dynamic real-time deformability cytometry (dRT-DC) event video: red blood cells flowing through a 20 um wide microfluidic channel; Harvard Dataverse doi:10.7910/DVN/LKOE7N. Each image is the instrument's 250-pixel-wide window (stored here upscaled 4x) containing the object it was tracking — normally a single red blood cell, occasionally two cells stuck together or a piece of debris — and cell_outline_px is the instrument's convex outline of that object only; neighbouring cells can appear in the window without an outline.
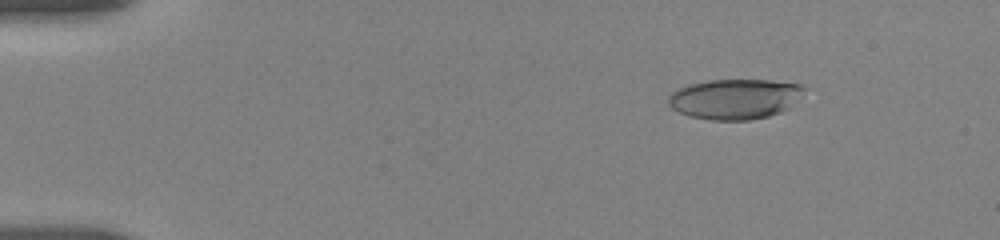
{"species": "human", "species_latin": "Homo sapiens", "temperature_condition": "room temperature", "stored_images_in_passage": 8, "camera_frame_rate_fps": 3000, "um_per_image_px": 0.085, "donor": {"sex": "female"}, "frame": {"image": 1, "passage_image": 3, "time_ms": 2.0, "image_size_px": [1000, 240], "cell_outline_px": [[804, 88], [780, 112], [768, 116], [748, 120], [712, 120], [688, 116], [672, 108], [668, 104], [668, 96], [672, 92], [688, 84], [708, 80], [772, 80], [800, 84]], "centroid_in_image_um": [62.35, 8.4], "position_along_channel_um": 22.7, "area_um2": 31.15}}
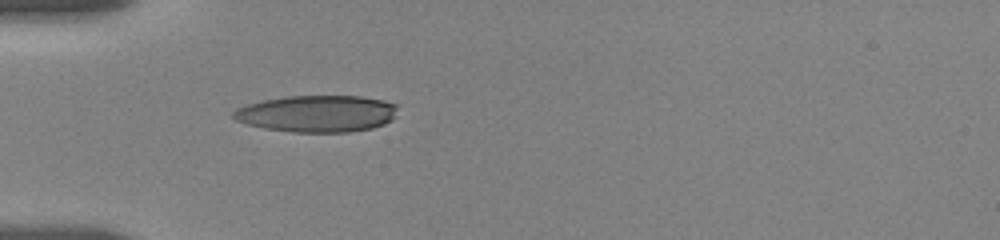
{"frame": {"image": 2, "passage_image": 7, "time_ms": 5.333, "image_size_px": [1000, 240], "cell_outline_px": [[396, 108], [392, 120], [384, 124], [372, 128], [348, 132], [292, 132], [264, 128], [248, 124], [236, 120], [232, 116], [232, 112], [236, 108], [248, 104], [264, 100], [288, 96], [360, 96], [384, 100], [396, 104]], "centroid_in_image_um": [26.95, 9.66], "position_along_channel_um": 58.1, "area_um2": 35.14}}